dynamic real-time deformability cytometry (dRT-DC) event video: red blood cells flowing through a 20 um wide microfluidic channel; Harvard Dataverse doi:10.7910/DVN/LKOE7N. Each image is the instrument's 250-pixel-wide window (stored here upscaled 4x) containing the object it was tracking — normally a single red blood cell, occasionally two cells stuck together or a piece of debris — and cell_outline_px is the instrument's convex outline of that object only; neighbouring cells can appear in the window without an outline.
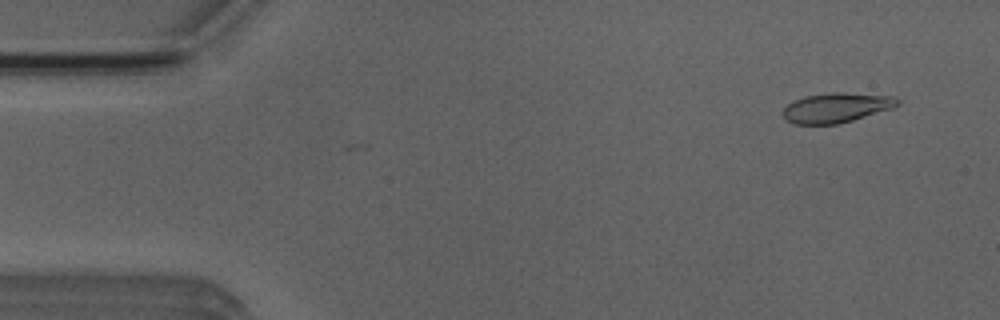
{"species": "Egyptian fruit bat (a non-hibernating species)", "species_latin": "Rousettus aegyptiacus", "temperature_condition": "room temperature", "stored_images_in_passage": 49, "camera_frame_rate_fps": 3000, "um_per_image_px": 0.085, "animal": {"sex": "male"}, "frame": {"image": 1, "passage_image": 1, "time_ms": 0.0, "image_size_px": [1000, 320], "cell_outline_px": [[900, 104], [892, 108], [852, 120], [836, 124], [796, 124], [788, 120], [784, 116], [784, 108], [788, 104], [804, 96], [832, 92], [840, 92], [896, 96], [900, 100]], "centroid_in_image_um": [71.14, 9.14], "position_along_channel_um": 13.9, "area_um2": 19.65}}
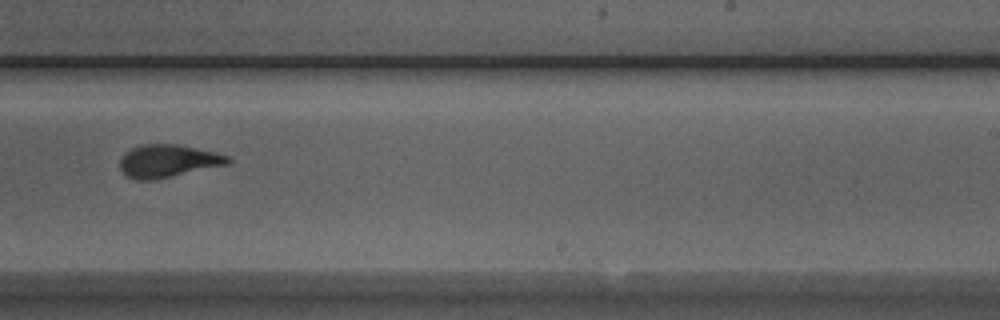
{"frame": {"image": 2, "passage_image": 29, "time_ms": 9.333, "image_size_px": [1000, 320], "cell_outline_px": [[232, 160], [228, 164], [152, 180], [136, 180], [128, 176], [120, 168], [120, 160], [124, 152], [132, 148], [144, 144], [176, 144], [212, 152], [228, 156]], "centroid_in_image_um": [14.24, 13.68], "position_along_channel_um": 274.8, "area_um2": 20.17}}
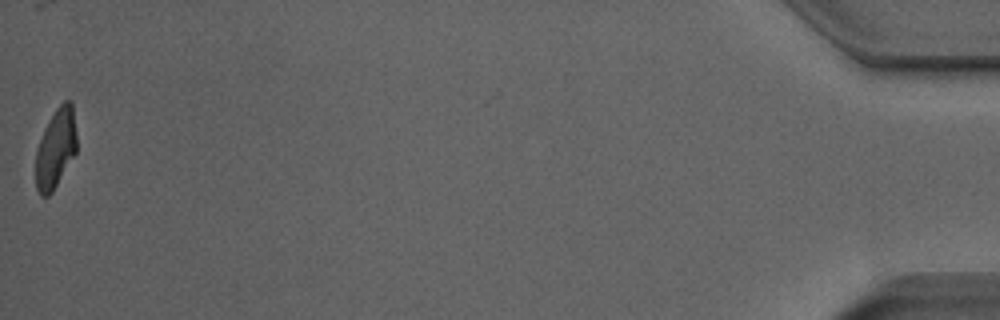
{"frame": {"image": 3, "passage_image": 49, "time_ms": 16.0, "image_size_px": [1000, 320], "cell_outline_px": [[76, 152], [52, 192], [48, 196], [40, 196], [36, 188], [36, 152], [44, 128], [56, 108], [64, 100], [72, 100], [76, 132]], "centroid_in_image_um": [4.74, 12.6], "position_along_channel_um": 430.5, "area_um2": 18.84}, "authors_computed_cell_mechanics": {"area_um2": 20.2878, "velocity_mm_per_s": 3.9173, "shape_relaxation_time_tau1_ms": 5.2412, "shape_relaxation_time_tau2_ms": 1.0536, "deformation_change_tau1": 0.1844, "deformation_change_tau2": 0.0665}}